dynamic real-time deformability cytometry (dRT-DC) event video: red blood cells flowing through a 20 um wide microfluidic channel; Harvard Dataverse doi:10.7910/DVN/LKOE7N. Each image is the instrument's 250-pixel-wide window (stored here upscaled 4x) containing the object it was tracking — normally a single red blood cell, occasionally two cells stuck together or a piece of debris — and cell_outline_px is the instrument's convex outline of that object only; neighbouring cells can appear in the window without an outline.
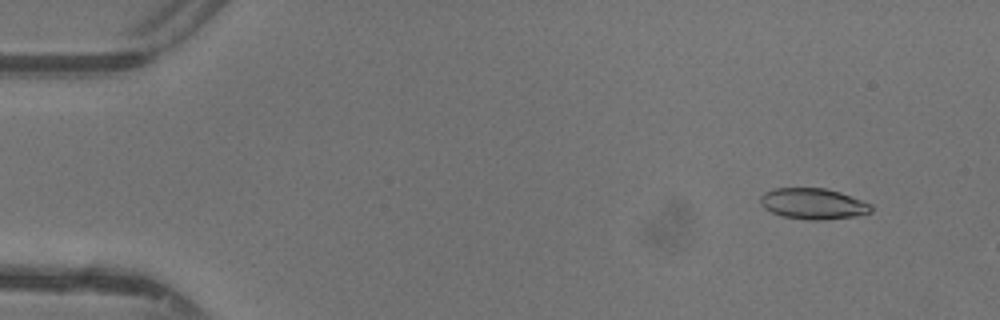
{"species": "common noctule bat (a hibernating species)", "species_latin": "Nyctalus noctula", "temperature_condition": "warm", "stored_images_in_passage": 46, "camera_frame_rate_fps": 3000, "um_per_image_px": 0.085, "animal": {"sex": "female"}, "frame": {"image": 1, "passage_image": 3, "time_ms": 0.667, "image_size_px": [1000, 320], "cell_outline_px": [[872, 212], [856, 216], [824, 220], [808, 220], [780, 216], [764, 208], [760, 204], [760, 196], [764, 192], [776, 188], [824, 188], [840, 192], [872, 204]], "centroid_in_image_um": [69.11, 17.32], "position_along_channel_um": 15.9, "area_um2": 20.11}}
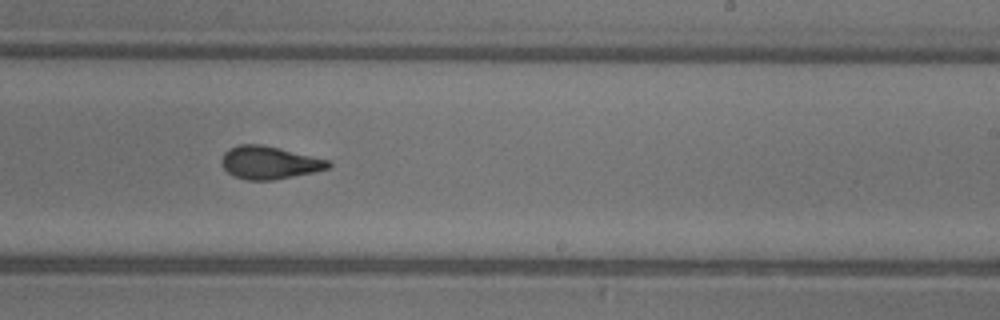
{"frame": {"image": 2, "passage_image": 28, "time_ms": 9.0, "image_size_px": [1000, 320], "cell_outline_px": [[332, 164], [328, 168], [312, 172], [272, 180], [248, 180], [236, 176], [228, 172], [220, 164], [220, 160], [224, 152], [228, 148], [240, 144], [260, 144], [280, 148], [332, 160]], "centroid_in_image_um": [22.89, 13.8], "position_along_channel_um": 266.1, "area_um2": 20.46}}
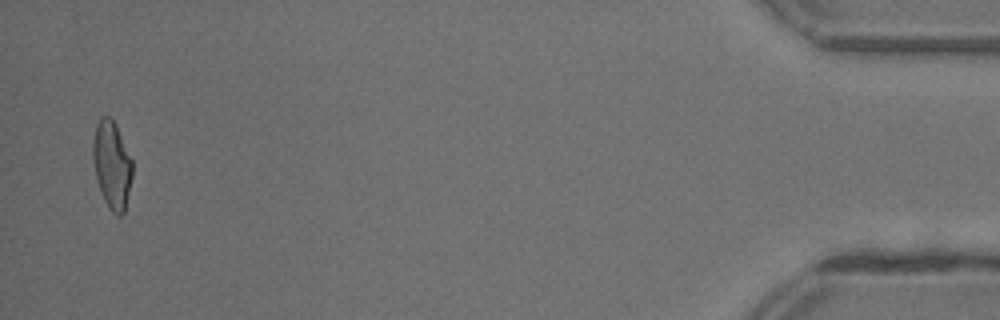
{"frame": {"image": 3, "passage_image": 45, "time_ms": 14.667, "image_size_px": [1000, 320], "cell_outline_px": [[132, 176], [124, 212], [120, 216], [116, 216], [108, 208], [104, 200], [96, 176], [92, 160], [92, 140], [96, 124], [100, 116], [108, 116], [116, 124], [132, 160]], "centroid_in_image_um": [9.49, 13.99], "position_along_channel_um": 425.7, "area_um2": 20.17}, "authors_computed_cell_mechanics": {"area_um2": 20.1433, "velocity_mm_per_s": 4.4077, "shape_relaxation_time_tau1_ms": 5.2495, "shape_relaxation_time_tau2_ms": 1.6834, "deformation_change_tau1": 0.1833, "deformation_change_tau2": 0.0825}}